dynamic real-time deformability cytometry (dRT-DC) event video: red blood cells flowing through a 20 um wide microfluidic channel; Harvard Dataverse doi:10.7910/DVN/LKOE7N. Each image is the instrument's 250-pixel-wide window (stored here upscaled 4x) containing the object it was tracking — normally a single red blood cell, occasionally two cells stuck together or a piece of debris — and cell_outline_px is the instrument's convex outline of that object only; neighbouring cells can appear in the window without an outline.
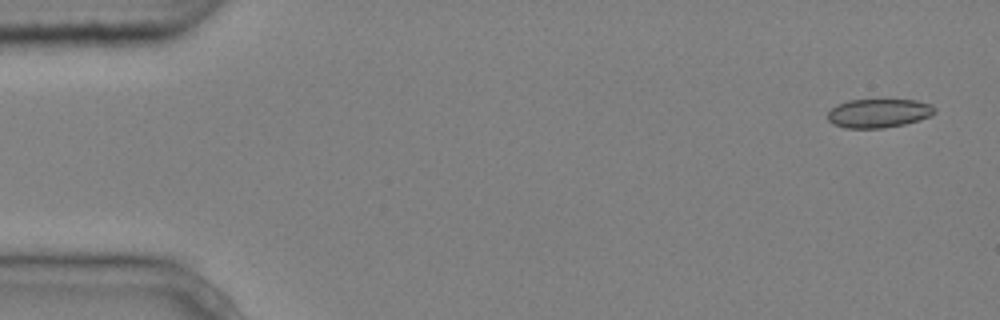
{"species": "common noctule bat (a hibernating species)", "species_latin": "Nyctalus noctula", "temperature_condition": "cold", "stored_images_in_passage": 8, "camera_frame_rate_fps": 3000, "um_per_image_px": 0.085, "animal": {"sex": "male", "body_mass_g": 20.4}, "frame": {"image": 1, "passage_image": 1, "time_ms": 0.0, "image_size_px": [1000, 320], "cell_outline_px": [[936, 112], [920, 120], [904, 124], [884, 128], [844, 128], [832, 124], [828, 120], [828, 112], [836, 104], [848, 100], [916, 100], [932, 104], [936, 108]], "centroid_in_image_um": [74.68, 9.62], "position_along_channel_um": 10.3, "area_um2": 18.09}}
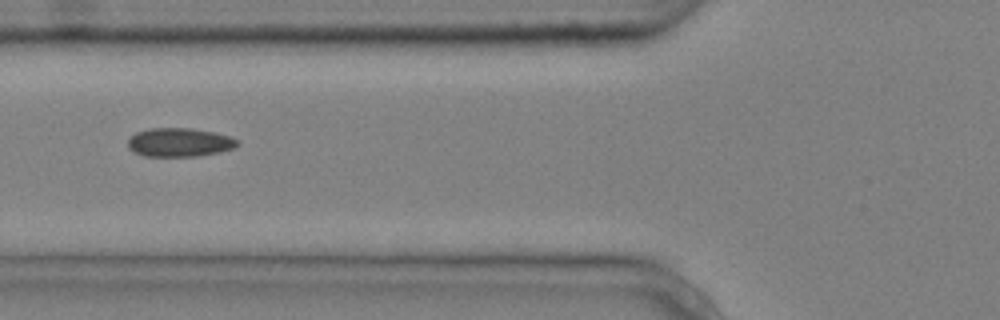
{"frame": {"image": 2, "passage_image": 6, "time_ms": 1.667, "image_size_px": [1000, 320], "cell_outline_px": [[240, 144], [236, 148], [220, 152], [196, 156], [144, 156], [128, 148], [128, 140], [136, 132], [148, 128], [192, 128], [232, 136], [240, 140]], "centroid_in_image_um": [15.31, 12.09], "position_along_channel_um": 110.5, "area_um2": 18.5}}